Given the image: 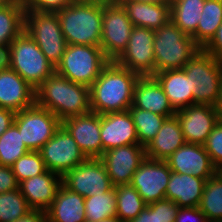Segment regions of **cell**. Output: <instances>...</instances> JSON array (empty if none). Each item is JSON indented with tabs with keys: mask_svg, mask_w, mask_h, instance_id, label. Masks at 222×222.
<instances>
[{
	"mask_svg": "<svg viewBox=\"0 0 222 222\" xmlns=\"http://www.w3.org/2000/svg\"><path fill=\"white\" fill-rule=\"evenodd\" d=\"M116 194V216L123 222H130L147 206L141 195L131 184L114 186Z\"/></svg>",
	"mask_w": 222,
	"mask_h": 222,
	"instance_id": "31",
	"label": "cell"
},
{
	"mask_svg": "<svg viewBox=\"0 0 222 222\" xmlns=\"http://www.w3.org/2000/svg\"><path fill=\"white\" fill-rule=\"evenodd\" d=\"M214 107L218 113V121L222 122V81L220 85L219 97Z\"/></svg>",
	"mask_w": 222,
	"mask_h": 222,
	"instance_id": "48",
	"label": "cell"
},
{
	"mask_svg": "<svg viewBox=\"0 0 222 222\" xmlns=\"http://www.w3.org/2000/svg\"><path fill=\"white\" fill-rule=\"evenodd\" d=\"M132 105L162 116L176 114L167 95L153 76H140L136 82Z\"/></svg>",
	"mask_w": 222,
	"mask_h": 222,
	"instance_id": "22",
	"label": "cell"
},
{
	"mask_svg": "<svg viewBox=\"0 0 222 222\" xmlns=\"http://www.w3.org/2000/svg\"><path fill=\"white\" fill-rule=\"evenodd\" d=\"M16 112L0 108V136L14 123Z\"/></svg>",
	"mask_w": 222,
	"mask_h": 222,
	"instance_id": "45",
	"label": "cell"
},
{
	"mask_svg": "<svg viewBox=\"0 0 222 222\" xmlns=\"http://www.w3.org/2000/svg\"><path fill=\"white\" fill-rule=\"evenodd\" d=\"M11 69L16 71L35 90L56 72L37 43L23 30L10 44Z\"/></svg>",
	"mask_w": 222,
	"mask_h": 222,
	"instance_id": "6",
	"label": "cell"
},
{
	"mask_svg": "<svg viewBox=\"0 0 222 222\" xmlns=\"http://www.w3.org/2000/svg\"><path fill=\"white\" fill-rule=\"evenodd\" d=\"M133 26L157 30L170 21V5L120 0Z\"/></svg>",
	"mask_w": 222,
	"mask_h": 222,
	"instance_id": "26",
	"label": "cell"
},
{
	"mask_svg": "<svg viewBox=\"0 0 222 222\" xmlns=\"http://www.w3.org/2000/svg\"><path fill=\"white\" fill-rule=\"evenodd\" d=\"M84 202L86 222H96L116 217L115 188L107 192L95 194L94 196H87Z\"/></svg>",
	"mask_w": 222,
	"mask_h": 222,
	"instance_id": "33",
	"label": "cell"
},
{
	"mask_svg": "<svg viewBox=\"0 0 222 222\" xmlns=\"http://www.w3.org/2000/svg\"><path fill=\"white\" fill-rule=\"evenodd\" d=\"M222 24V0H206L196 32L192 35L195 43L203 49L215 36Z\"/></svg>",
	"mask_w": 222,
	"mask_h": 222,
	"instance_id": "30",
	"label": "cell"
},
{
	"mask_svg": "<svg viewBox=\"0 0 222 222\" xmlns=\"http://www.w3.org/2000/svg\"><path fill=\"white\" fill-rule=\"evenodd\" d=\"M11 169L18 183L47 171L45 162L39 151H30L21 156L11 166Z\"/></svg>",
	"mask_w": 222,
	"mask_h": 222,
	"instance_id": "38",
	"label": "cell"
},
{
	"mask_svg": "<svg viewBox=\"0 0 222 222\" xmlns=\"http://www.w3.org/2000/svg\"><path fill=\"white\" fill-rule=\"evenodd\" d=\"M36 104L52 112L61 122L91 112L90 89L56 72L36 88Z\"/></svg>",
	"mask_w": 222,
	"mask_h": 222,
	"instance_id": "2",
	"label": "cell"
},
{
	"mask_svg": "<svg viewBox=\"0 0 222 222\" xmlns=\"http://www.w3.org/2000/svg\"><path fill=\"white\" fill-rule=\"evenodd\" d=\"M185 143L177 116L168 117L163 122L155 138L145 147L146 157L165 161Z\"/></svg>",
	"mask_w": 222,
	"mask_h": 222,
	"instance_id": "24",
	"label": "cell"
},
{
	"mask_svg": "<svg viewBox=\"0 0 222 222\" xmlns=\"http://www.w3.org/2000/svg\"><path fill=\"white\" fill-rule=\"evenodd\" d=\"M85 198L61 185L46 210L48 222H86Z\"/></svg>",
	"mask_w": 222,
	"mask_h": 222,
	"instance_id": "27",
	"label": "cell"
},
{
	"mask_svg": "<svg viewBox=\"0 0 222 222\" xmlns=\"http://www.w3.org/2000/svg\"><path fill=\"white\" fill-rule=\"evenodd\" d=\"M128 110L137 131L139 144L146 147L155 138L167 117L136 108L133 105Z\"/></svg>",
	"mask_w": 222,
	"mask_h": 222,
	"instance_id": "32",
	"label": "cell"
},
{
	"mask_svg": "<svg viewBox=\"0 0 222 222\" xmlns=\"http://www.w3.org/2000/svg\"><path fill=\"white\" fill-rule=\"evenodd\" d=\"M200 49L192 36L170 20L154 31L155 73L182 69Z\"/></svg>",
	"mask_w": 222,
	"mask_h": 222,
	"instance_id": "4",
	"label": "cell"
},
{
	"mask_svg": "<svg viewBox=\"0 0 222 222\" xmlns=\"http://www.w3.org/2000/svg\"><path fill=\"white\" fill-rule=\"evenodd\" d=\"M170 176L171 170L166 161L146 157L133 174L130 184L148 205L165 199Z\"/></svg>",
	"mask_w": 222,
	"mask_h": 222,
	"instance_id": "14",
	"label": "cell"
},
{
	"mask_svg": "<svg viewBox=\"0 0 222 222\" xmlns=\"http://www.w3.org/2000/svg\"><path fill=\"white\" fill-rule=\"evenodd\" d=\"M62 185L84 198L114 188L100 158H87L62 176Z\"/></svg>",
	"mask_w": 222,
	"mask_h": 222,
	"instance_id": "10",
	"label": "cell"
},
{
	"mask_svg": "<svg viewBox=\"0 0 222 222\" xmlns=\"http://www.w3.org/2000/svg\"><path fill=\"white\" fill-rule=\"evenodd\" d=\"M171 171L202 179L215 175V166L201 144L185 143L165 160Z\"/></svg>",
	"mask_w": 222,
	"mask_h": 222,
	"instance_id": "18",
	"label": "cell"
},
{
	"mask_svg": "<svg viewBox=\"0 0 222 222\" xmlns=\"http://www.w3.org/2000/svg\"><path fill=\"white\" fill-rule=\"evenodd\" d=\"M214 166L222 163V122H217L203 144Z\"/></svg>",
	"mask_w": 222,
	"mask_h": 222,
	"instance_id": "39",
	"label": "cell"
},
{
	"mask_svg": "<svg viewBox=\"0 0 222 222\" xmlns=\"http://www.w3.org/2000/svg\"><path fill=\"white\" fill-rule=\"evenodd\" d=\"M132 1L154 3V4H167V5H171L172 2V0H132Z\"/></svg>",
	"mask_w": 222,
	"mask_h": 222,
	"instance_id": "49",
	"label": "cell"
},
{
	"mask_svg": "<svg viewBox=\"0 0 222 222\" xmlns=\"http://www.w3.org/2000/svg\"><path fill=\"white\" fill-rule=\"evenodd\" d=\"M100 159L114 186L130 184L133 174L146 159V150L139 143L130 144L105 151Z\"/></svg>",
	"mask_w": 222,
	"mask_h": 222,
	"instance_id": "15",
	"label": "cell"
},
{
	"mask_svg": "<svg viewBox=\"0 0 222 222\" xmlns=\"http://www.w3.org/2000/svg\"><path fill=\"white\" fill-rule=\"evenodd\" d=\"M19 189V183L10 166L0 165V194Z\"/></svg>",
	"mask_w": 222,
	"mask_h": 222,
	"instance_id": "42",
	"label": "cell"
},
{
	"mask_svg": "<svg viewBox=\"0 0 222 222\" xmlns=\"http://www.w3.org/2000/svg\"><path fill=\"white\" fill-rule=\"evenodd\" d=\"M154 30L134 26L126 49L115 62L140 76L155 74Z\"/></svg>",
	"mask_w": 222,
	"mask_h": 222,
	"instance_id": "13",
	"label": "cell"
},
{
	"mask_svg": "<svg viewBox=\"0 0 222 222\" xmlns=\"http://www.w3.org/2000/svg\"><path fill=\"white\" fill-rule=\"evenodd\" d=\"M28 152L30 150L26 147L18 127L13 123L0 136V165L11 167Z\"/></svg>",
	"mask_w": 222,
	"mask_h": 222,
	"instance_id": "35",
	"label": "cell"
},
{
	"mask_svg": "<svg viewBox=\"0 0 222 222\" xmlns=\"http://www.w3.org/2000/svg\"><path fill=\"white\" fill-rule=\"evenodd\" d=\"M36 90L12 69L0 71V108L19 112L36 103Z\"/></svg>",
	"mask_w": 222,
	"mask_h": 222,
	"instance_id": "20",
	"label": "cell"
},
{
	"mask_svg": "<svg viewBox=\"0 0 222 222\" xmlns=\"http://www.w3.org/2000/svg\"><path fill=\"white\" fill-rule=\"evenodd\" d=\"M76 0H24L25 10L57 13Z\"/></svg>",
	"mask_w": 222,
	"mask_h": 222,
	"instance_id": "40",
	"label": "cell"
},
{
	"mask_svg": "<svg viewBox=\"0 0 222 222\" xmlns=\"http://www.w3.org/2000/svg\"><path fill=\"white\" fill-rule=\"evenodd\" d=\"M180 207L169 199H161L148 204L139 215L130 222H175Z\"/></svg>",
	"mask_w": 222,
	"mask_h": 222,
	"instance_id": "37",
	"label": "cell"
},
{
	"mask_svg": "<svg viewBox=\"0 0 222 222\" xmlns=\"http://www.w3.org/2000/svg\"><path fill=\"white\" fill-rule=\"evenodd\" d=\"M203 50L222 63V24L217 29L215 36Z\"/></svg>",
	"mask_w": 222,
	"mask_h": 222,
	"instance_id": "43",
	"label": "cell"
},
{
	"mask_svg": "<svg viewBox=\"0 0 222 222\" xmlns=\"http://www.w3.org/2000/svg\"><path fill=\"white\" fill-rule=\"evenodd\" d=\"M30 210L32 208L19 189L0 194V222H13Z\"/></svg>",
	"mask_w": 222,
	"mask_h": 222,
	"instance_id": "36",
	"label": "cell"
},
{
	"mask_svg": "<svg viewBox=\"0 0 222 222\" xmlns=\"http://www.w3.org/2000/svg\"><path fill=\"white\" fill-rule=\"evenodd\" d=\"M57 14L67 44L100 47L102 6L74 1Z\"/></svg>",
	"mask_w": 222,
	"mask_h": 222,
	"instance_id": "3",
	"label": "cell"
},
{
	"mask_svg": "<svg viewBox=\"0 0 222 222\" xmlns=\"http://www.w3.org/2000/svg\"><path fill=\"white\" fill-rule=\"evenodd\" d=\"M46 168L63 176L87 159L74 138L61 125L54 136L39 150Z\"/></svg>",
	"mask_w": 222,
	"mask_h": 222,
	"instance_id": "12",
	"label": "cell"
},
{
	"mask_svg": "<svg viewBox=\"0 0 222 222\" xmlns=\"http://www.w3.org/2000/svg\"><path fill=\"white\" fill-rule=\"evenodd\" d=\"M62 126L74 138L81 151L87 158H100L102 140L100 136V114L89 112L73 116L62 121Z\"/></svg>",
	"mask_w": 222,
	"mask_h": 222,
	"instance_id": "17",
	"label": "cell"
},
{
	"mask_svg": "<svg viewBox=\"0 0 222 222\" xmlns=\"http://www.w3.org/2000/svg\"><path fill=\"white\" fill-rule=\"evenodd\" d=\"M109 62L99 46L67 44L56 73L68 80L90 87Z\"/></svg>",
	"mask_w": 222,
	"mask_h": 222,
	"instance_id": "5",
	"label": "cell"
},
{
	"mask_svg": "<svg viewBox=\"0 0 222 222\" xmlns=\"http://www.w3.org/2000/svg\"><path fill=\"white\" fill-rule=\"evenodd\" d=\"M100 47L109 61H115L126 49L133 24L120 3L102 6Z\"/></svg>",
	"mask_w": 222,
	"mask_h": 222,
	"instance_id": "11",
	"label": "cell"
},
{
	"mask_svg": "<svg viewBox=\"0 0 222 222\" xmlns=\"http://www.w3.org/2000/svg\"><path fill=\"white\" fill-rule=\"evenodd\" d=\"M140 75L109 61L89 87L91 112L106 114L128 110Z\"/></svg>",
	"mask_w": 222,
	"mask_h": 222,
	"instance_id": "1",
	"label": "cell"
},
{
	"mask_svg": "<svg viewBox=\"0 0 222 222\" xmlns=\"http://www.w3.org/2000/svg\"><path fill=\"white\" fill-rule=\"evenodd\" d=\"M91 222H93V221H91ZM96 222H123V221L120 220V219L116 216V217L107 218V219H104V220H99V221H96Z\"/></svg>",
	"mask_w": 222,
	"mask_h": 222,
	"instance_id": "51",
	"label": "cell"
},
{
	"mask_svg": "<svg viewBox=\"0 0 222 222\" xmlns=\"http://www.w3.org/2000/svg\"><path fill=\"white\" fill-rule=\"evenodd\" d=\"M11 46L10 44L0 45V71L11 69Z\"/></svg>",
	"mask_w": 222,
	"mask_h": 222,
	"instance_id": "46",
	"label": "cell"
},
{
	"mask_svg": "<svg viewBox=\"0 0 222 222\" xmlns=\"http://www.w3.org/2000/svg\"><path fill=\"white\" fill-rule=\"evenodd\" d=\"M153 77L161 85L175 111L194 105L192 91L195 85L182 69L161 71Z\"/></svg>",
	"mask_w": 222,
	"mask_h": 222,
	"instance_id": "23",
	"label": "cell"
},
{
	"mask_svg": "<svg viewBox=\"0 0 222 222\" xmlns=\"http://www.w3.org/2000/svg\"><path fill=\"white\" fill-rule=\"evenodd\" d=\"M102 150L138 144L137 131L129 110L100 115Z\"/></svg>",
	"mask_w": 222,
	"mask_h": 222,
	"instance_id": "19",
	"label": "cell"
},
{
	"mask_svg": "<svg viewBox=\"0 0 222 222\" xmlns=\"http://www.w3.org/2000/svg\"><path fill=\"white\" fill-rule=\"evenodd\" d=\"M24 0H5L0 4V45L11 42L24 30Z\"/></svg>",
	"mask_w": 222,
	"mask_h": 222,
	"instance_id": "28",
	"label": "cell"
},
{
	"mask_svg": "<svg viewBox=\"0 0 222 222\" xmlns=\"http://www.w3.org/2000/svg\"><path fill=\"white\" fill-rule=\"evenodd\" d=\"M24 30L37 43L47 60L56 67L67 46L58 14L25 10Z\"/></svg>",
	"mask_w": 222,
	"mask_h": 222,
	"instance_id": "8",
	"label": "cell"
},
{
	"mask_svg": "<svg viewBox=\"0 0 222 222\" xmlns=\"http://www.w3.org/2000/svg\"><path fill=\"white\" fill-rule=\"evenodd\" d=\"M76 1L80 3H89L103 7L108 5L118 4L120 2V0H76Z\"/></svg>",
	"mask_w": 222,
	"mask_h": 222,
	"instance_id": "47",
	"label": "cell"
},
{
	"mask_svg": "<svg viewBox=\"0 0 222 222\" xmlns=\"http://www.w3.org/2000/svg\"><path fill=\"white\" fill-rule=\"evenodd\" d=\"M59 178V179H58ZM62 185V176L47 170L19 183V190L32 209L47 210Z\"/></svg>",
	"mask_w": 222,
	"mask_h": 222,
	"instance_id": "21",
	"label": "cell"
},
{
	"mask_svg": "<svg viewBox=\"0 0 222 222\" xmlns=\"http://www.w3.org/2000/svg\"><path fill=\"white\" fill-rule=\"evenodd\" d=\"M198 207L209 222H222V180L217 176L206 181Z\"/></svg>",
	"mask_w": 222,
	"mask_h": 222,
	"instance_id": "34",
	"label": "cell"
},
{
	"mask_svg": "<svg viewBox=\"0 0 222 222\" xmlns=\"http://www.w3.org/2000/svg\"><path fill=\"white\" fill-rule=\"evenodd\" d=\"M14 124L30 151H39L62 125V122L49 110L36 103L16 112Z\"/></svg>",
	"mask_w": 222,
	"mask_h": 222,
	"instance_id": "9",
	"label": "cell"
},
{
	"mask_svg": "<svg viewBox=\"0 0 222 222\" xmlns=\"http://www.w3.org/2000/svg\"><path fill=\"white\" fill-rule=\"evenodd\" d=\"M206 0H172L170 20L186 35L192 36L196 30Z\"/></svg>",
	"mask_w": 222,
	"mask_h": 222,
	"instance_id": "29",
	"label": "cell"
},
{
	"mask_svg": "<svg viewBox=\"0 0 222 222\" xmlns=\"http://www.w3.org/2000/svg\"><path fill=\"white\" fill-rule=\"evenodd\" d=\"M215 176L222 180V163L215 166Z\"/></svg>",
	"mask_w": 222,
	"mask_h": 222,
	"instance_id": "50",
	"label": "cell"
},
{
	"mask_svg": "<svg viewBox=\"0 0 222 222\" xmlns=\"http://www.w3.org/2000/svg\"><path fill=\"white\" fill-rule=\"evenodd\" d=\"M193 85L194 105L215 106L222 81V63L203 49L182 68Z\"/></svg>",
	"mask_w": 222,
	"mask_h": 222,
	"instance_id": "7",
	"label": "cell"
},
{
	"mask_svg": "<svg viewBox=\"0 0 222 222\" xmlns=\"http://www.w3.org/2000/svg\"><path fill=\"white\" fill-rule=\"evenodd\" d=\"M175 222H209L199 207H180Z\"/></svg>",
	"mask_w": 222,
	"mask_h": 222,
	"instance_id": "41",
	"label": "cell"
},
{
	"mask_svg": "<svg viewBox=\"0 0 222 222\" xmlns=\"http://www.w3.org/2000/svg\"><path fill=\"white\" fill-rule=\"evenodd\" d=\"M13 222H48V215L45 210L32 209L26 215Z\"/></svg>",
	"mask_w": 222,
	"mask_h": 222,
	"instance_id": "44",
	"label": "cell"
},
{
	"mask_svg": "<svg viewBox=\"0 0 222 222\" xmlns=\"http://www.w3.org/2000/svg\"><path fill=\"white\" fill-rule=\"evenodd\" d=\"M186 143L203 145L218 122L214 106L195 104L176 111Z\"/></svg>",
	"mask_w": 222,
	"mask_h": 222,
	"instance_id": "16",
	"label": "cell"
},
{
	"mask_svg": "<svg viewBox=\"0 0 222 222\" xmlns=\"http://www.w3.org/2000/svg\"><path fill=\"white\" fill-rule=\"evenodd\" d=\"M207 180L171 171L165 198L175 202L179 207H198Z\"/></svg>",
	"mask_w": 222,
	"mask_h": 222,
	"instance_id": "25",
	"label": "cell"
}]
</instances>
